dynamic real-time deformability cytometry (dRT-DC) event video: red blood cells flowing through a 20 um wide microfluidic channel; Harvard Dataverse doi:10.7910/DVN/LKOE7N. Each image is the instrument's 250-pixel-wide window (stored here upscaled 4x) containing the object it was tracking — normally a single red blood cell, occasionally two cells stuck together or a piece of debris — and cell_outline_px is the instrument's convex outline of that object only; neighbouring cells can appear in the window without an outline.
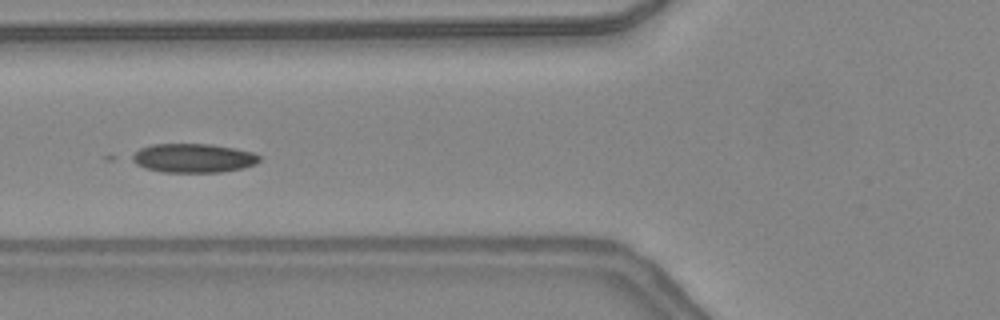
{"species": "common noctule bat (a hibernating species)", "species_latin": "Nyctalus noctula", "temperature_condition": "warm", "stored_images_in_passage": 49, "camera_frame_rate_fps": 3000, "um_per_image_px": 0.085, "animal": {"sex": "female", "body_mass_g": 24.6, "forearm_length_mm": 56.2}, "frame": {"image": 1, "passage_image": 20, "time_ms": 6.333, "image_size_px": [1000, 320], "cell_outline_px": [[260, 160], [256, 164], [244, 168], [220, 172], [164, 172], [144, 168], [128, 160], [128, 156], [140, 148], [152, 144], [212, 144], [236, 148], [252, 152], [260, 156]], "centroid_in_image_um": [16.38, 13.43], "position_along_channel_um": 109.4, "area_um2": 21.85}, "authors_computed_cell_mechanics": {"area_um2": 20.4612, "velocity_mm_per_s": 4.3692, "shape_relaxation_time_tau1_ms": null, "shape_relaxation_time_tau2_ms": 5.0477, "deformation_change_tau1": null, "deformation_change_tau2": 0.1111}}